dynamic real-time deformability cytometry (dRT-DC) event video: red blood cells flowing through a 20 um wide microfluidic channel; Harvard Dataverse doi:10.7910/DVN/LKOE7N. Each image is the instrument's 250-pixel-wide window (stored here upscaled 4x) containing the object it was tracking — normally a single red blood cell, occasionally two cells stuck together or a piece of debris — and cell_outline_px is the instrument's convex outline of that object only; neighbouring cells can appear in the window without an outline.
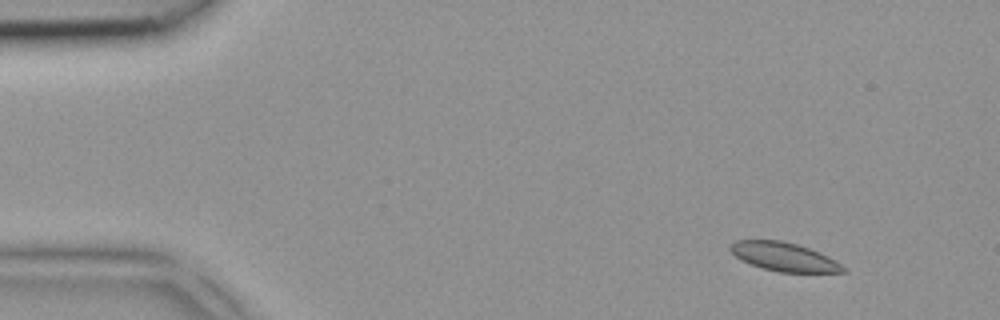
{"species": "common noctule bat (a hibernating species)", "species_latin": "Nyctalus noctula", "temperature_condition": "room temperature", "stored_images_in_passage": 4, "camera_frame_rate_fps": 3000, "um_per_image_px": 0.085, "animal": {"sex": "female", "body_mass_g": 18.4}, "frame": {"image": 1, "passage_image": 1, "time_ms": 0.0, "image_size_px": [1000, 320], "cell_outline_px": [[848, 272], [780, 272], [764, 268], [740, 260], [728, 248], [736, 240], [780, 240], [796, 244], [808, 248], [828, 256], [836, 260]], "centroid_in_image_um": [66.64, 21.82], "position_along_channel_um": 18.4, "area_um2": 18.55}}
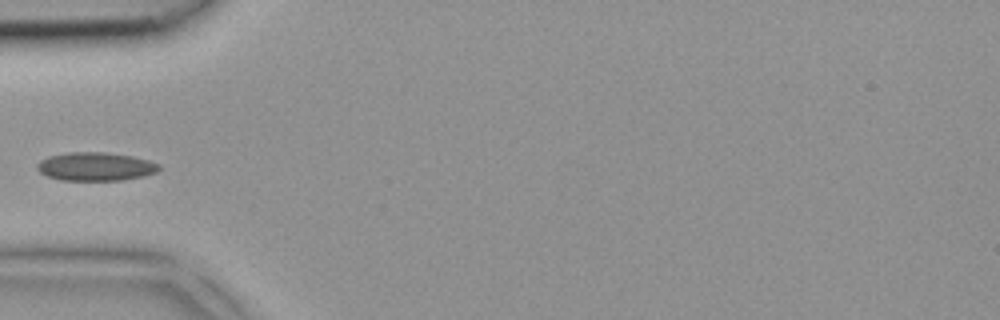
{"frame": {"image": 2, "passage_image": 4, "time_ms": 1.0, "image_size_px": [1000, 320], "cell_outline_px": [[160, 168], [156, 172], [144, 176], [120, 180], [60, 180], [48, 176], [40, 172], [36, 168], [36, 164], [40, 160], [48, 156], [68, 152], [108, 152], [132, 156], [148, 160], [160, 164]], "centroid_in_image_um": [8.11, 14.15], "position_along_channel_um": 76.9, "area_um2": 20.29}}